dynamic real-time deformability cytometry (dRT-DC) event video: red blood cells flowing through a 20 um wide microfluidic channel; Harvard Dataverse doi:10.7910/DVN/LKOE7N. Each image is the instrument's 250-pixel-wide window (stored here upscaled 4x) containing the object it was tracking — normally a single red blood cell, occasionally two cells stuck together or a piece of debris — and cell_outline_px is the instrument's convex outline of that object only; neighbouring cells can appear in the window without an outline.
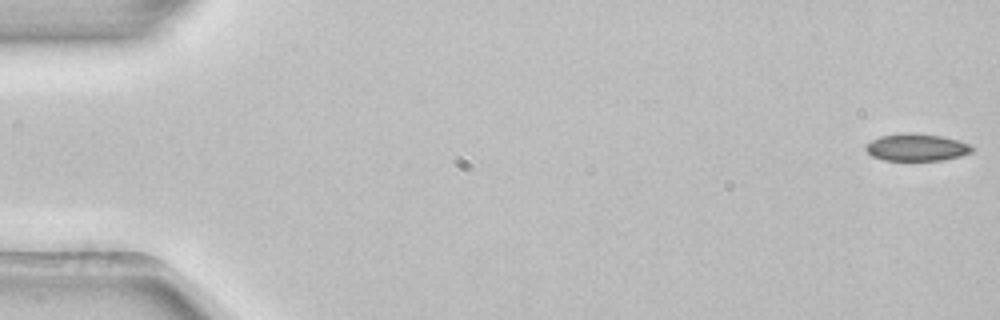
{"species": "common noctule bat (a hibernating species)", "species_latin": "Nyctalus noctula", "temperature_condition": "room temperature", "stored_images_in_passage": 5, "segment_of_instrument_passage": [2, 2], "camera_frame_rate_fps": 3000, "um_per_image_px": 0.085, "animal": {"sex": "female", "body_mass_g": 22.7, "forearm_length_mm": 54.2}, "frame": {"image": 1, "passage_image": 5, "time_ms": 1.333, "image_size_px": [1000, 320], "cell_outline_px": [[976, 148], [972, 152], [960, 156], [944, 160], [884, 160], [872, 156], [864, 148], [872, 140], [880, 136], [908, 132], [940, 136], [972, 144]], "centroid_in_image_um": [77.95, 12.53], "position_along_channel_um": 7.1, "area_um2": 16.82}}